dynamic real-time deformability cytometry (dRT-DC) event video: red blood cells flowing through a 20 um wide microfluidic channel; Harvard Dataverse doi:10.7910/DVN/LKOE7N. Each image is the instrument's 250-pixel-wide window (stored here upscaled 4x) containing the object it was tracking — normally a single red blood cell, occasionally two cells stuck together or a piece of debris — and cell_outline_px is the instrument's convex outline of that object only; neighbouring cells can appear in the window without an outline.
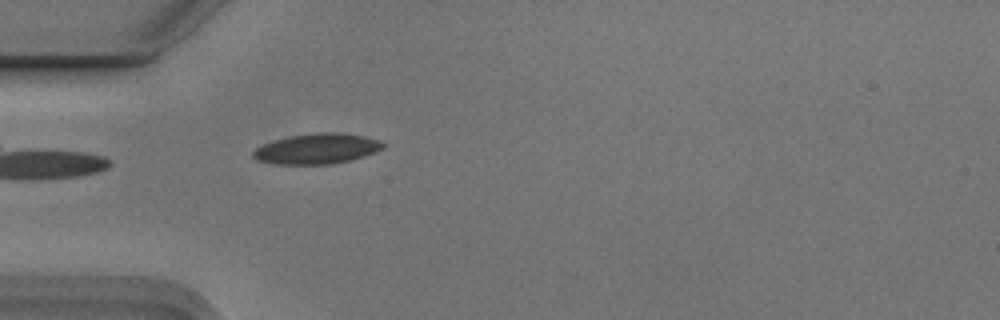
{"species": "Egyptian fruit bat (a non-hibernating species)", "species_latin": "Rousettus aegyptiacus", "temperature_condition": "cold", "stored_images_in_passage": 1, "camera_frame_rate_fps": 3000, "um_per_image_px": 0.085, "animal": {"sex": "male"}, "frame": {"image": 1, "passage_image": 1, "time_ms": 0.0, "image_size_px": [1000, 320], "cell_outline_px": [[388, 144], [384, 148], [376, 152], [364, 156], [332, 164], [276, 164], [256, 160], [252, 156], [252, 152], [256, 148], [264, 144], [276, 140], [292, 136], [316, 132], [340, 132], [364, 136], [380, 140]], "centroid_in_image_um": [26.99, 12.64], "position_along_channel_um": 58.0, "area_um2": 23.0}}